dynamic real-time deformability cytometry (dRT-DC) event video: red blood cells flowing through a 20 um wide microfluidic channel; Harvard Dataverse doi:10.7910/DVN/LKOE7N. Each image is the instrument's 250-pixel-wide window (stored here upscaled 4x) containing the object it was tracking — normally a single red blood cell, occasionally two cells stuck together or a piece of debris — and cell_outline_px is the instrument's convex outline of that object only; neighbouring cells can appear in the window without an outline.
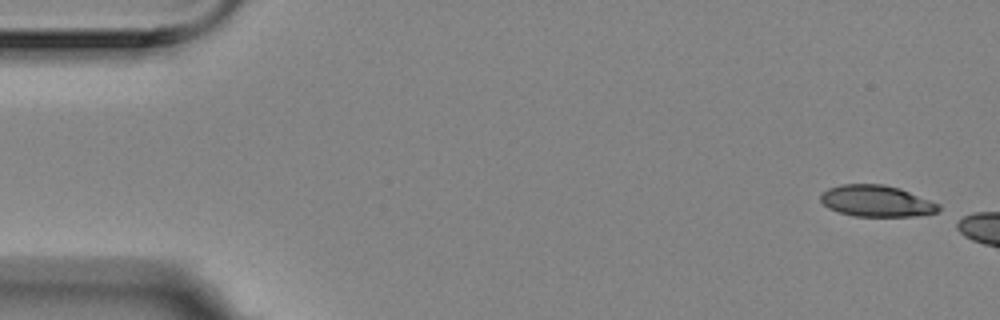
{"species": "Egyptian fruit bat (a non-hibernating species)", "species_latin": "Rousettus aegyptiacus", "temperature_condition": "room temperature", "stored_images_in_passage": 9, "camera_frame_rate_fps": 3000, "um_per_image_px": 0.085, "animal": {"sex": "female"}, "frame": {"image": 1, "passage_image": 1, "time_ms": 0.0, "image_size_px": [1000, 320], "cell_outline_px": [[940, 208], [936, 212], [916, 216], [852, 216], [828, 208], [820, 200], [820, 196], [828, 188], [840, 184], [884, 184], [900, 188], [940, 204]], "centroid_in_image_um": [74.49, 17.08], "position_along_channel_um": 10.5, "area_um2": 21.56}}